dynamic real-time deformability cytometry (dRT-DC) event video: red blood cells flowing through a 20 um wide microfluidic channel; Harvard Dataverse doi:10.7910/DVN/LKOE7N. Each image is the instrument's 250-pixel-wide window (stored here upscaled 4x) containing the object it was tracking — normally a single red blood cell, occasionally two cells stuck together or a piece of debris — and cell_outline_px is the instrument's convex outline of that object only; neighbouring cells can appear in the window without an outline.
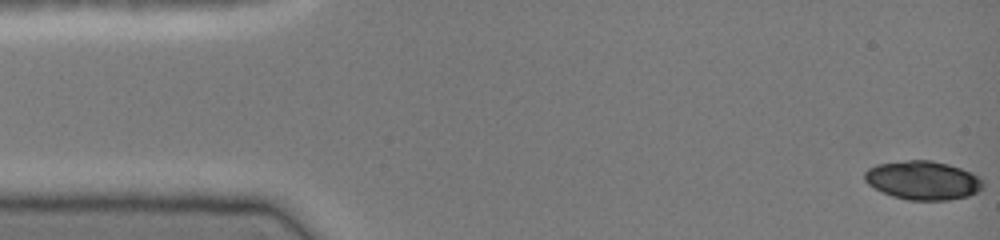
{"species": "common noctule bat (a hibernating species)", "species_latin": "Nyctalus noctula", "temperature_condition": "cold", "stored_images_in_passage": 46, "camera_frame_rate_fps": 3000, "um_per_image_px": 0.085, "animal": {"sex": "female", "body_mass_g": 19.0, "forearm_length_mm": 51.5}, "frame": {"image": 1, "passage_image": 1, "time_ms": 0.0, "image_size_px": [1000, 240], "cell_outline_px": [[984, 188], [968, 196], [948, 200], [908, 200], [892, 196], [868, 184], [864, 180], [864, 172], [868, 168], [876, 164], [908, 160], [932, 160], [948, 164], [972, 172], [980, 176], [984, 180]], "centroid_in_image_um": [78.48, 15.32], "position_along_channel_um": 6.5, "area_um2": 26.93}}